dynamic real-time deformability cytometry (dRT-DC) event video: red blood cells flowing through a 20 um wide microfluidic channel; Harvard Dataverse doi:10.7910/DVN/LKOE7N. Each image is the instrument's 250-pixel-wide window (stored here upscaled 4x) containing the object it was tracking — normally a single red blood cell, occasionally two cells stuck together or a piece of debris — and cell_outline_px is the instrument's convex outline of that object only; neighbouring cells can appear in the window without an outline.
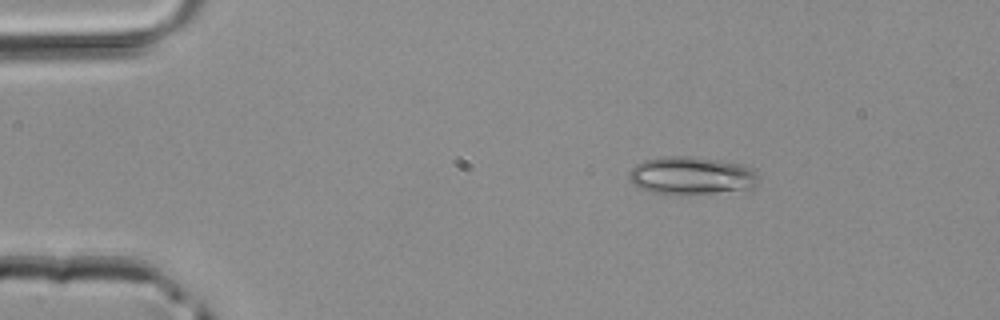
{"species": "common noctule bat (a hibernating species)", "species_latin": "Nyctalus noctula", "temperature_condition": "room temperature", "stored_images_in_passage": 3, "camera_frame_rate_fps": 3000, "um_per_image_px": 0.085, "animal": {"sex": "male", "body_mass_g": 20.4}, "frame": {"image": 1, "passage_image": 1, "time_ms": 0.0, "image_size_px": [1000, 320], "cell_outline_px": [[756, 184], [752, 188], [712, 192], [648, 192], [632, 184], [628, 180], [628, 172], [636, 164], [644, 160], [664, 156], [696, 156], [744, 164], [756, 176]], "centroid_in_image_um": [58.69, 14.88], "position_along_channel_um": 26.3, "area_um2": 27.86}}